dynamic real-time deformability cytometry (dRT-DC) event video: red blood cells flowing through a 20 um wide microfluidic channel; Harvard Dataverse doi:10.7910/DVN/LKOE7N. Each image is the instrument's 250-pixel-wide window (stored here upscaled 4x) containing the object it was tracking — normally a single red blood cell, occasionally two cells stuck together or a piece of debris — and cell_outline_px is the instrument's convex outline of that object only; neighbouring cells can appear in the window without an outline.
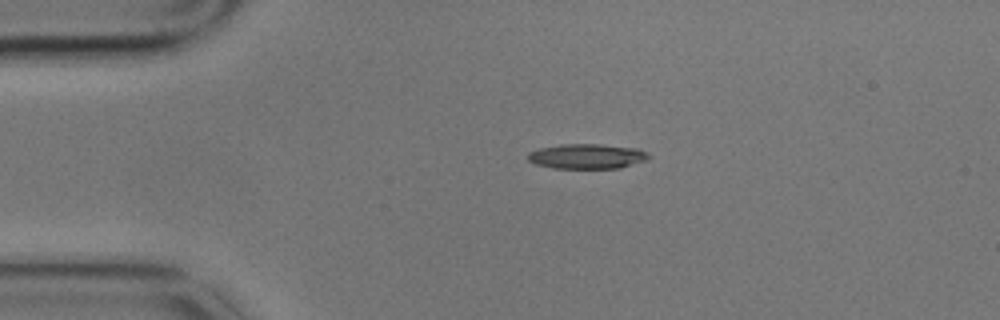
{"species": "common noctule bat (a hibernating species)", "species_latin": "Nyctalus noctula", "temperature_condition": "cold", "stored_images_in_passage": 4, "camera_frame_rate_fps": 3000, "um_per_image_px": 0.085, "animal": {"sex": "male", "body_mass_g": 17.9}, "frame": {"image": 1, "passage_image": 2, "time_ms": 0.333, "image_size_px": [1000, 320], "cell_outline_px": [[652, 156], [648, 160], [620, 168], [552, 168], [536, 164], [528, 160], [528, 152], [540, 148], [560, 144], [600, 144], [640, 148], [648, 152]], "centroid_in_image_um": [49.96, 13.28], "position_along_channel_um": 35.0, "area_um2": 17.8}}